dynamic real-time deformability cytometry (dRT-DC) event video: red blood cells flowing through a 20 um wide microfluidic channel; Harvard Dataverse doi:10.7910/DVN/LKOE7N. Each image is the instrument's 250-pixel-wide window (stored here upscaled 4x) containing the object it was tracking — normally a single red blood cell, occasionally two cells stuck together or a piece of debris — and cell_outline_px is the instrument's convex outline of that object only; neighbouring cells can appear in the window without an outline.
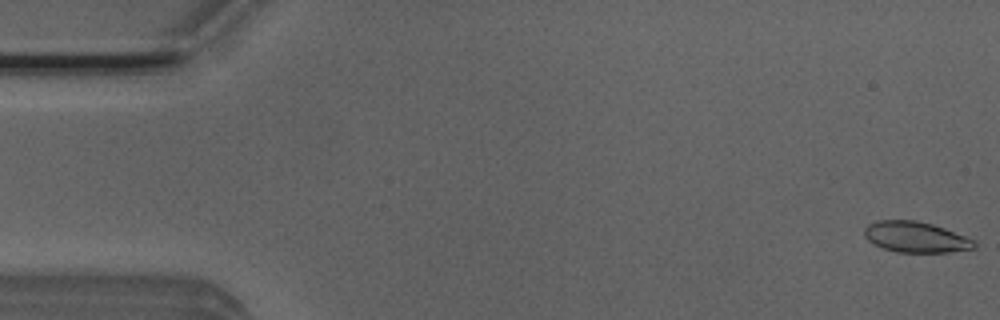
{"species": "Egyptian fruit bat (a non-hibernating species)", "species_latin": "Rousettus aegyptiacus", "temperature_condition": "room temperature", "stored_images_in_passage": 52, "camera_frame_rate_fps": 3000, "um_per_image_px": 0.085, "animal": {"sex": "male"}, "frame": {"image": 1, "passage_image": 1, "time_ms": 0.0, "image_size_px": [1000, 320], "cell_outline_px": [[976, 248], [948, 252], [896, 252], [872, 244], [864, 236], [864, 228], [868, 224], [876, 220], [916, 220], [932, 224], [944, 228], [976, 240]], "centroid_in_image_um": [77.82, 20.14], "position_along_channel_um": 7.2, "area_um2": 19.83}}
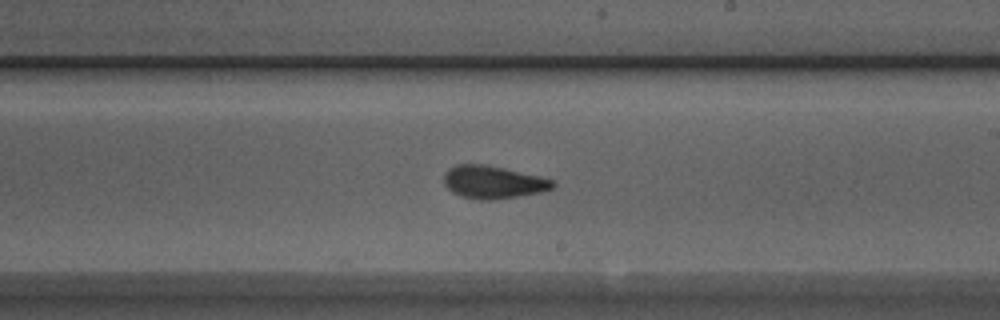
{"frame": {"image": 2, "passage_image": 30, "time_ms": 9.667, "image_size_px": [1000, 320], "cell_outline_px": [[556, 184], [552, 188], [540, 192], [492, 200], [480, 200], [460, 196], [452, 192], [444, 184], [444, 172], [448, 168], [456, 164], [484, 164], [504, 168], [540, 176], [556, 180]], "centroid_in_image_um": [41.9, 15.47], "position_along_channel_um": 247.1, "area_um2": 20.87}}
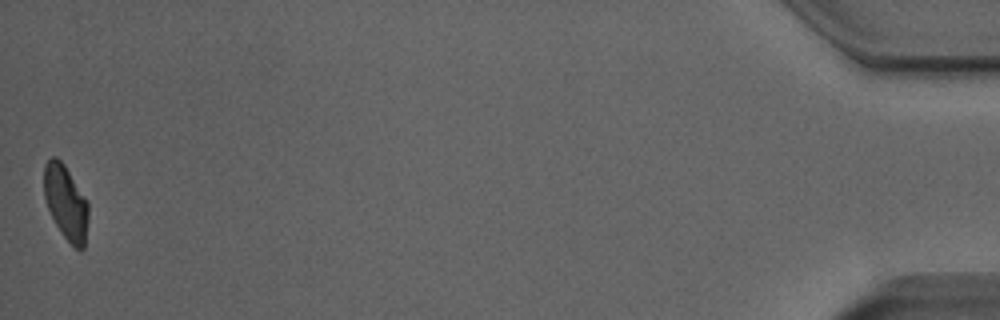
{"frame": {"image": 3, "passage_image": 52, "time_ms": 17.0, "image_size_px": [1000, 320], "cell_outline_px": [[88, 220], [84, 248], [80, 252], [60, 232], [48, 208], [44, 196], [44, 164], [52, 156], [56, 156], [64, 164], [88, 200]], "centroid_in_image_um": [5.61, 17.2], "position_along_channel_um": 429.6, "area_um2": 19.31}, "authors_computed_cell_mechanics": {"area_um2": 20.3167, "velocity_mm_per_s": 3.8999, "shape_relaxation_time_tau1_ms": 4.7467, "shape_relaxation_time_tau2_ms": 1.5307, "deformation_change_tau1": 0.1527, "deformation_change_tau2": 0.0725}}